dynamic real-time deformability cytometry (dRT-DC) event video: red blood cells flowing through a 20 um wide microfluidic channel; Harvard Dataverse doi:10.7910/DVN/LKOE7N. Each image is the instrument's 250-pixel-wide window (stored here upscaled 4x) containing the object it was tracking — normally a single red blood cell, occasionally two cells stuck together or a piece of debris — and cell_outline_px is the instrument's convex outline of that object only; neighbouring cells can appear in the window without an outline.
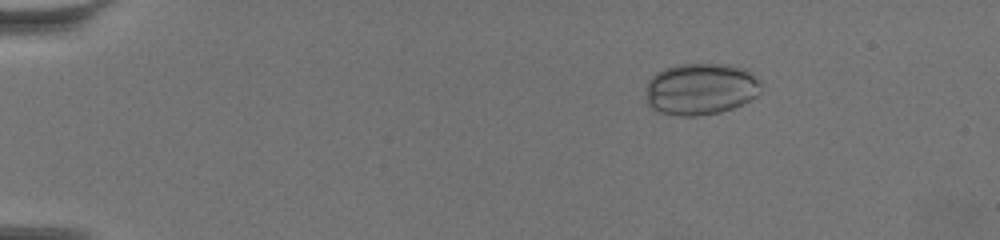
{"species": "common noctule bat (a hibernating species)", "species_latin": "Nyctalus noctula", "temperature_condition": "warm", "stored_images_in_passage": 63, "camera_frame_rate_fps": 3000, "um_per_image_px": 0.085, "animal": {"sex": "female", "body_mass_g": 19.5, "forearm_length_mm": 54.1}, "frame": {"image": 1, "passage_image": 11, "time_ms": 3.333, "image_size_px": [1000, 240], "cell_outline_px": [[760, 92], [756, 96], [732, 108], [720, 112], [696, 116], [680, 116], [660, 112], [652, 108], [648, 104], [648, 80], [656, 72], [664, 68], [676, 64], [732, 64], [748, 68], [760, 80]], "centroid_in_image_um": [59.59, 7.54], "position_along_channel_um": 25.4, "area_um2": 34.91}}
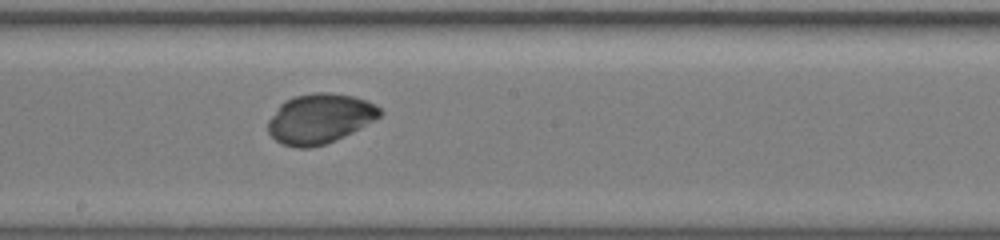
{"frame": {"image": 2, "passage_image": 37, "time_ms": 12.0, "image_size_px": [1000, 240], "cell_outline_px": [[384, 112], [380, 116], [360, 128], [344, 136], [324, 144], [308, 148], [296, 148], [284, 144], [276, 140], [268, 132], [268, 120], [280, 104], [284, 100], [292, 96], [316, 92], [328, 92], [352, 96], [364, 100], [380, 108]], "centroid_in_image_um": [27.15, 10.07], "position_along_channel_um": 221.0, "area_um2": 32.25}}
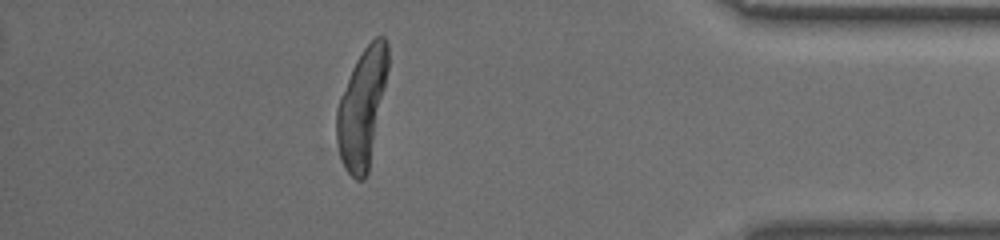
{"frame": {"image": 3, "passage_image": 56, "time_ms": 18.333, "image_size_px": [1000, 240], "cell_outline_px": [[388, 68], [368, 172], [364, 180], [356, 180], [348, 172], [340, 156], [336, 140], [336, 108], [340, 96], [352, 68], [356, 60], [364, 48], [376, 36], [384, 36], [388, 44]], "centroid_in_image_um": [30.75, 9.15], "position_along_channel_um": 404.4, "area_um2": 34.85}}